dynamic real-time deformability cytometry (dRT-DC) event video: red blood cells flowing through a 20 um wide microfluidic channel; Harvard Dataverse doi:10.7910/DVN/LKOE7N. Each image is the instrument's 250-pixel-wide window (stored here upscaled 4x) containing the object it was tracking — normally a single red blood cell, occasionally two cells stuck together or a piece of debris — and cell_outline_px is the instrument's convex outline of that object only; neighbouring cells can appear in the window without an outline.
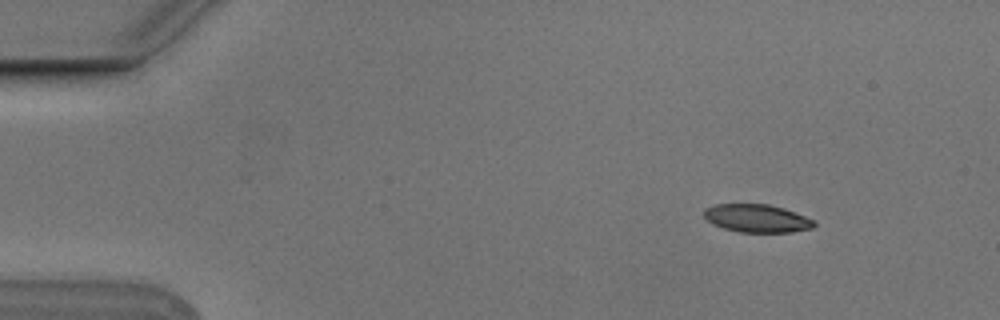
{"species": "Egyptian fruit bat (a non-hibernating species)", "species_latin": "Rousettus aegyptiacus", "temperature_condition": "cold", "stored_images_in_passage": 5, "camera_frame_rate_fps": 3000, "um_per_image_px": 0.085, "animal": {"sex": "male"}, "frame": {"image": 1, "passage_image": 2, "time_ms": 0.333, "image_size_px": [1000, 320], "cell_outline_px": [[816, 224], [812, 228], [792, 232], [740, 232], [724, 228], [712, 224], [704, 216], [704, 208], [716, 204], [768, 204], [784, 208], [804, 216], [812, 220]], "centroid_in_image_um": [64.31, 18.55], "position_along_channel_um": 20.7, "area_um2": 17.86}}